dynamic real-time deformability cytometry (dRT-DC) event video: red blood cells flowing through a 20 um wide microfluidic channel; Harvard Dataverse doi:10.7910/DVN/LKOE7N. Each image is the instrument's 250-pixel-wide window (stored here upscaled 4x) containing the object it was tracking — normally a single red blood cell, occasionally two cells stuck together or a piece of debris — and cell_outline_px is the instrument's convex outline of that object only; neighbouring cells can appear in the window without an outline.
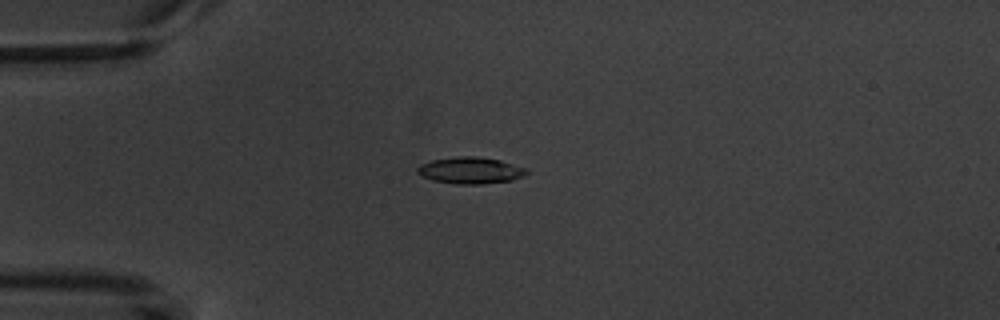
{"species": "common noctule bat (a hibernating species)", "species_latin": "Nyctalus noctula", "temperature_condition": "warm", "stored_images_in_passage": 7, "camera_frame_rate_fps": 3000, "um_per_image_px": 0.085, "animal": {"sex": "male", "body_mass_g": 20.1, "forearm_length_mm": 53.5}, "frame": {"image": 1, "passage_image": 3, "time_ms": 3.333, "image_size_px": [1000, 320], "cell_outline_px": [[528, 172], [524, 176], [512, 180], [480, 184], [456, 184], [432, 180], [420, 176], [416, 172], [416, 168], [420, 164], [432, 160], [460, 156], [476, 156], [500, 160], [528, 168]], "centroid_in_image_um": [39.98, 14.48], "position_along_channel_um": 45.0, "area_um2": 17.05}}
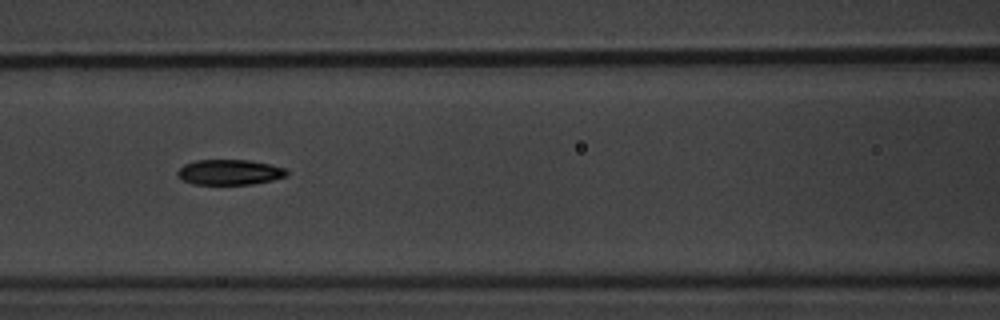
{"frame": {"image": 2, "passage_image": 6, "time_ms": 6.667, "image_size_px": [1000, 320], "cell_outline_px": [[288, 176], [272, 180], [252, 184], [192, 184], [176, 176], [176, 172], [184, 164], [196, 160], [248, 160], [268, 164], [284, 168], [288, 172]], "centroid_in_image_um": [19.49, 14.64], "position_along_channel_um": 147.1, "area_um2": 16.07}}
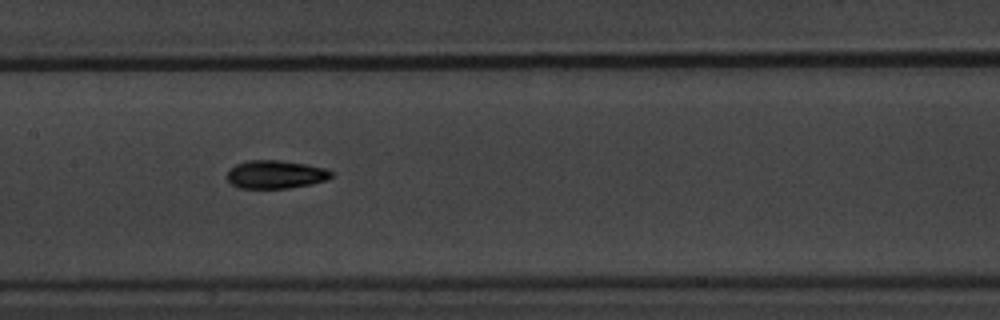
{"frame": {"image": 3, "passage_image": 7, "time_ms": 7.667, "image_size_px": [1000, 320], "cell_outline_px": [[332, 176], [328, 180], [312, 184], [288, 188], [236, 188], [228, 180], [228, 172], [236, 164], [248, 160], [280, 160], [308, 164], [324, 168], [332, 172]], "centroid_in_image_um": [23.45, 14.83], "position_along_channel_um": 184.0, "area_um2": 17.17}}